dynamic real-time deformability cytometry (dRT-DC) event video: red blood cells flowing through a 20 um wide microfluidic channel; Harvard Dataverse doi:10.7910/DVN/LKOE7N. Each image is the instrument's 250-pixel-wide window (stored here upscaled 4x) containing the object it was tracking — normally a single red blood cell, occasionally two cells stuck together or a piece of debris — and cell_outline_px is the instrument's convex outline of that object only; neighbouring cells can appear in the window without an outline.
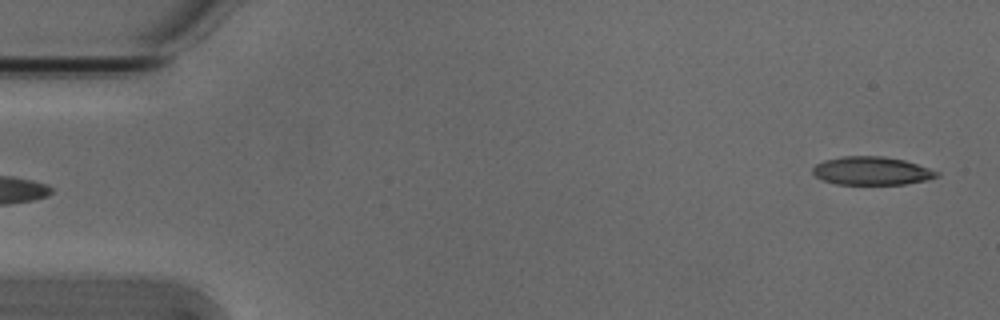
{"species": "Egyptian fruit bat (a non-hibernating species)", "species_latin": "Rousettus aegyptiacus", "temperature_condition": "cold", "stored_images_in_passage": 52, "camera_frame_rate_fps": 3000, "um_per_image_px": 0.085, "animal": {"sex": "male"}, "frame": {"image": 1, "passage_image": 1, "time_ms": 0.0, "image_size_px": [1000, 320], "cell_outline_px": [[940, 176], [928, 180], [904, 184], [836, 184], [824, 180], [816, 176], [812, 172], [812, 168], [816, 164], [824, 160], [844, 156], [884, 156], [904, 160], [940, 172]], "centroid_in_image_um": [74.11, 14.52], "position_along_channel_um": 10.9, "area_um2": 20.4}}
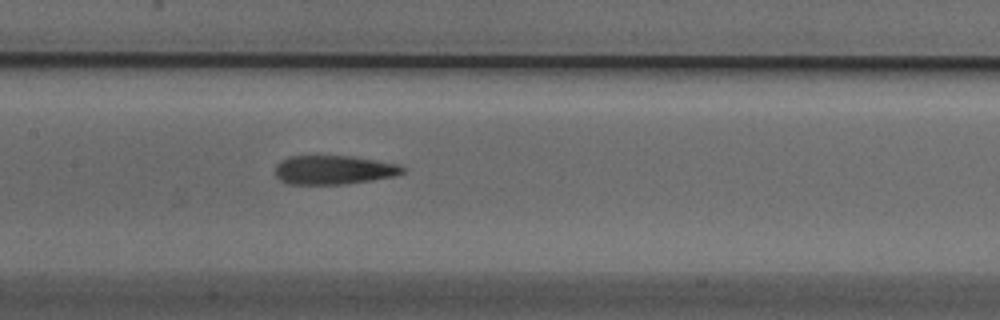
{"frame": {"image": 2, "passage_image": 24, "time_ms": 7.667, "image_size_px": [1000, 320], "cell_outline_px": [[404, 172], [396, 176], [372, 180], [344, 184], [288, 184], [280, 180], [276, 176], [276, 164], [280, 160], [288, 156], [352, 156], [400, 164], [404, 168]], "centroid_in_image_um": [28.37, 14.44], "position_along_channel_um": 179.0, "area_um2": 21.62}}
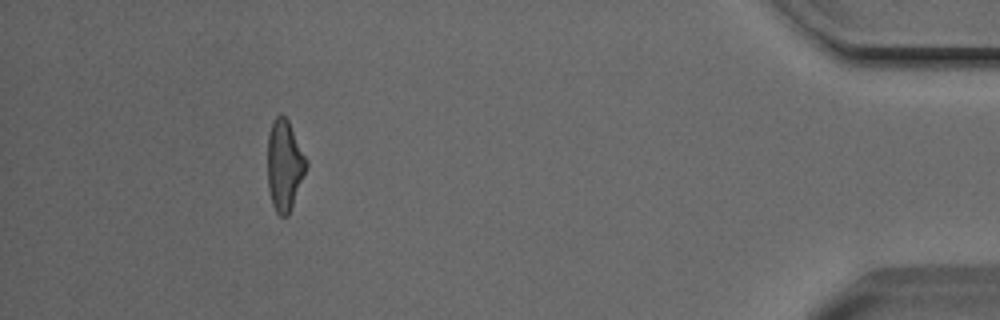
{"frame": {"image": 3, "passage_image": 47, "time_ms": 15.333, "image_size_px": [1000, 320], "cell_outline_px": [[308, 164], [288, 216], [280, 216], [276, 212], [272, 204], [268, 188], [268, 136], [272, 124], [276, 116], [280, 112], [288, 120], [308, 160]], "centroid_in_image_um": [24.18, 14.04], "position_along_channel_um": 411.0, "area_um2": 20.35}, "authors_computed_cell_mechanics": {"area_um2": 21.5305, "velocity_mm_per_s": 3.8471, "shape_relaxation_time_tau1_ms": 5.7657, "shape_relaxation_time_tau2_ms": 2.5763, "deformation_change_tau1": 0.2128, "deformation_change_tau2": 0.1409}}